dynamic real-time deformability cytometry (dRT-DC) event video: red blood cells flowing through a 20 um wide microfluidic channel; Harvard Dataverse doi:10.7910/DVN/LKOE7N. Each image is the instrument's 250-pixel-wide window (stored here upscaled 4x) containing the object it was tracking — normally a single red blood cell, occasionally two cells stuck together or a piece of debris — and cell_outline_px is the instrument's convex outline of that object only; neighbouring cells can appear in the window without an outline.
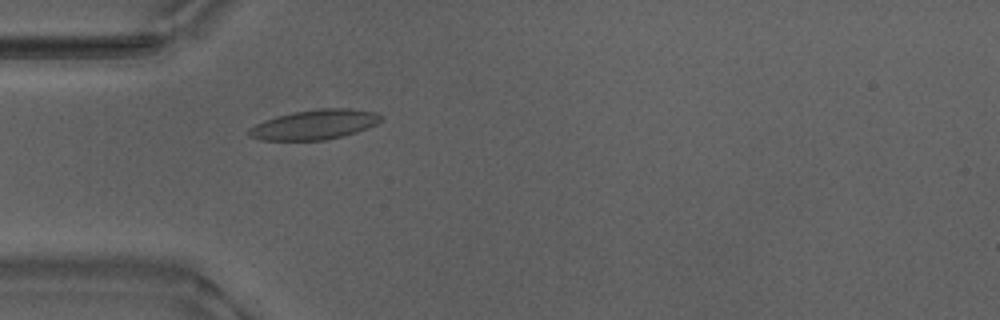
{"species": "Egyptian fruit bat (a non-hibernating species)", "species_latin": "Rousettus aegyptiacus", "temperature_condition": "warm", "stored_images_in_passage": 47, "camera_frame_rate_fps": 3000, "um_per_image_px": 0.085, "animal": {"sex": "male"}, "frame": {"image": 1, "passage_image": 10, "time_ms": 3.0, "image_size_px": [1000, 320], "cell_outline_px": [[384, 116], [376, 124], [356, 132], [344, 136], [324, 140], [260, 140], [248, 136], [244, 132], [248, 128], [264, 120], [276, 116], [296, 112], [320, 108], [352, 108], [376, 112]], "centroid_in_image_um": [26.71, 10.59], "position_along_channel_um": 58.3, "area_um2": 23.06}}
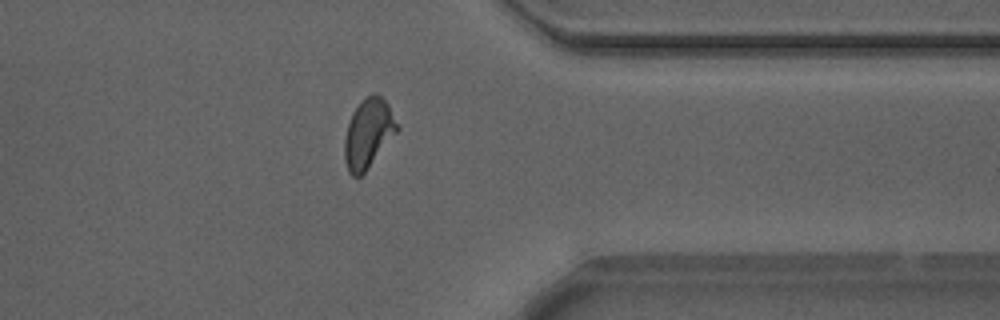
{"frame": {"image": 2, "passage_image": 36, "time_ms": 11.667, "image_size_px": [1000, 320], "cell_outline_px": [[400, 128], [364, 172], [360, 176], [352, 176], [348, 172], [344, 160], [344, 140], [348, 124], [352, 112], [360, 100], [372, 92], [376, 92], [388, 104]], "centroid_in_image_um": [31.28, 11.3], "position_along_channel_um": 380.1, "area_um2": 21.15}}
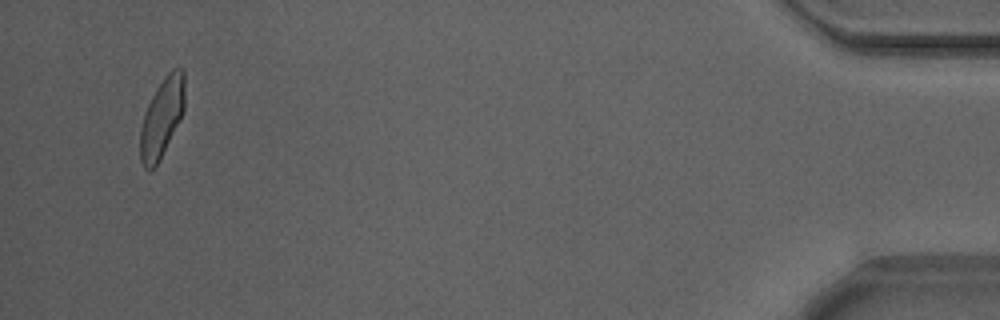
{"frame": {"image": 3, "passage_image": 45, "time_ms": 14.667, "image_size_px": [1000, 320], "cell_outline_px": [[184, 112], [156, 164], [152, 168], [144, 168], [140, 160], [140, 128], [144, 112], [156, 88], [164, 76], [172, 68], [184, 68]], "centroid_in_image_um": [13.75, 9.93], "position_along_channel_um": 421.4, "area_um2": 20.23}}